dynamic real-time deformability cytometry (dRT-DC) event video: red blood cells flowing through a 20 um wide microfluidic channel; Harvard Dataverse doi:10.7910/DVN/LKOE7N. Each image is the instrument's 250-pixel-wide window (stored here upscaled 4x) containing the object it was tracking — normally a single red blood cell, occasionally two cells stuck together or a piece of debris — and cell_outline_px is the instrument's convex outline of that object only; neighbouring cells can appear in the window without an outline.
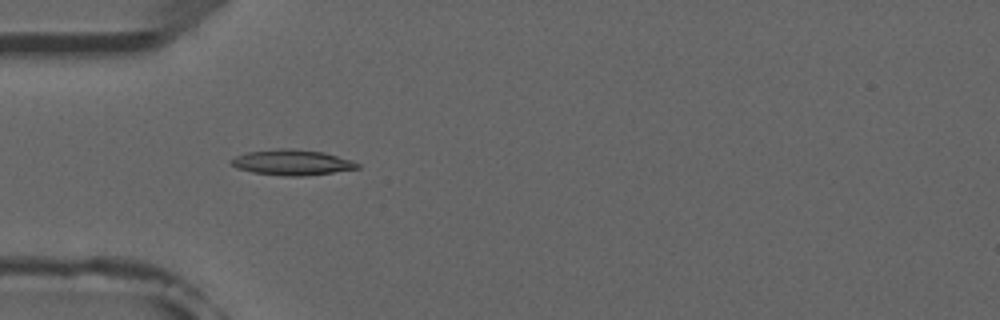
{"species": "common noctule bat (a hibernating species)", "species_latin": "Nyctalus noctula", "temperature_condition": "room temperature", "stored_images_in_passage": 10, "camera_frame_rate_fps": 3000, "um_per_image_px": 0.085, "animal": {"sex": "male", "forearm_length_mm": 52.5}, "frame": {"image": 1, "passage_image": 5, "time_ms": 4.667, "image_size_px": [1000, 320], "cell_outline_px": [[360, 168], [304, 176], [284, 176], [252, 172], [236, 168], [228, 160], [236, 156], [248, 152], [280, 148], [292, 148], [324, 152], [352, 160], [360, 164]], "centroid_in_image_um": [24.82, 13.8], "position_along_channel_um": 60.2, "area_um2": 18.79}}
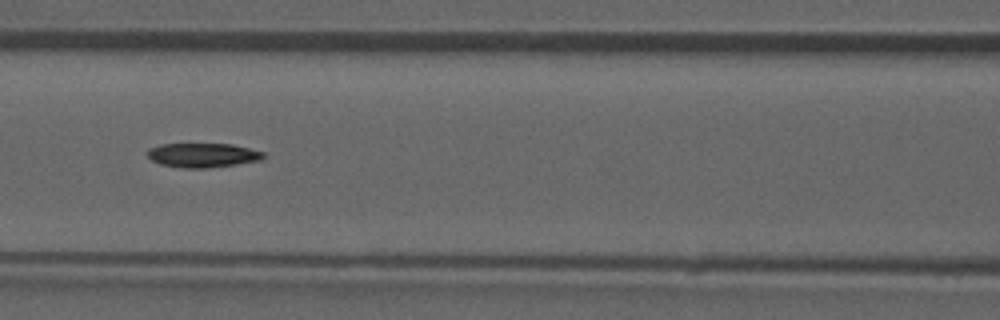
{"frame": {"image": 2, "passage_image": 7, "time_ms": 7.0, "image_size_px": [1000, 320], "cell_outline_px": [[264, 156], [260, 160], [236, 164], [208, 168], [184, 168], [160, 164], [152, 160], [148, 156], [148, 148], [160, 144], [232, 144], [264, 152]], "centroid_in_image_um": [17.21, 13.19], "position_along_channel_um": 149.4, "area_um2": 16.3}}
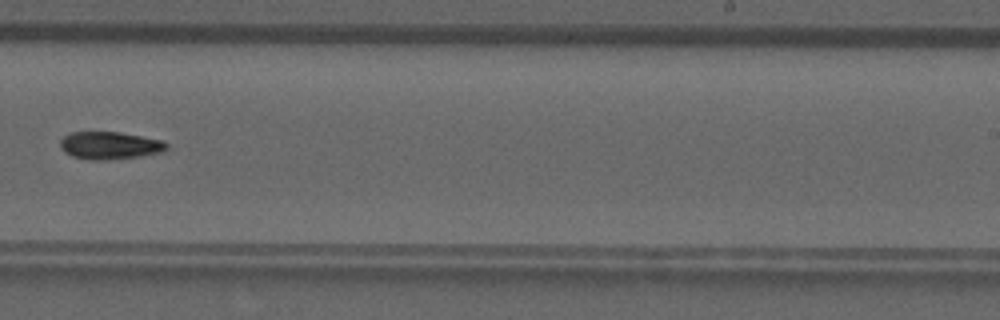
{"frame": {"image": 3, "passage_image": 10, "time_ms": 10.333, "image_size_px": [1000, 320], "cell_outline_px": [[168, 148], [164, 152], [140, 156], [104, 160], [88, 160], [72, 156], [64, 152], [60, 144], [60, 140], [64, 136], [72, 132], [116, 132], [164, 140], [168, 144]], "centroid_in_image_um": [9.35, 12.37], "position_along_channel_um": 279.6, "area_um2": 17.11}}